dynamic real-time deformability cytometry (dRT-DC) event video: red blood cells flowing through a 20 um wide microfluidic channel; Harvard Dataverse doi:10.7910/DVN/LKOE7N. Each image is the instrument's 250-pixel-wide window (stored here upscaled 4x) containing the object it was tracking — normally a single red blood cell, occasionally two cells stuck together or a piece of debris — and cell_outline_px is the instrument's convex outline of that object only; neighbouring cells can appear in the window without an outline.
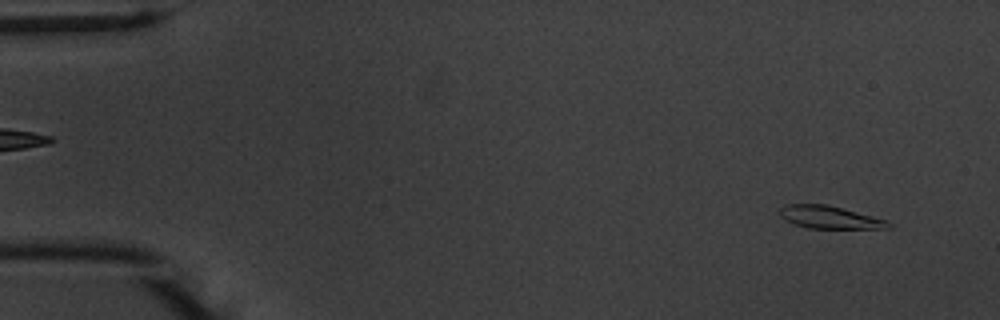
{"species": "common noctule bat (a hibernating species)", "species_latin": "Nyctalus noctula", "temperature_condition": "warm", "stored_images_in_passage": 53, "camera_frame_rate_fps": 3000, "um_per_image_px": 0.085, "animal": {"sex": "male", "body_mass_g": 20.1, "forearm_length_mm": 53.5}, "frame": {"image": 1, "passage_image": 3, "time_ms": 0.667, "image_size_px": [1000, 320], "cell_outline_px": [[892, 228], [808, 228], [784, 220], [780, 216], [780, 208], [784, 204], [828, 204], [888, 220], [892, 224]], "centroid_in_image_um": [70.53, 18.46], "position_along_channel_um": 14.5, "area_um2": 14.39}}
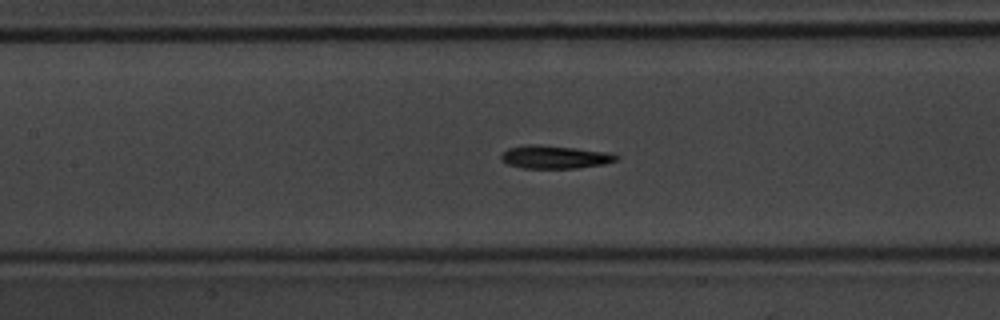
{"frame": {"image": 2, "passage_image": 24, "time_ms": 7.667, "image_size_px": [1000, 320], "cell_outline_px": [[620, 156], [616, 160], [604, 164], [576, 168], [524, 168], [508, 164], [500, 160], [500, 156], [508, 148], [528, 144], [536, 144], [608, 152]], "centroid_in_image_um": [47.13, 13.35], "position_along_channel_um": 160.3, "area_um2": 15.32}}
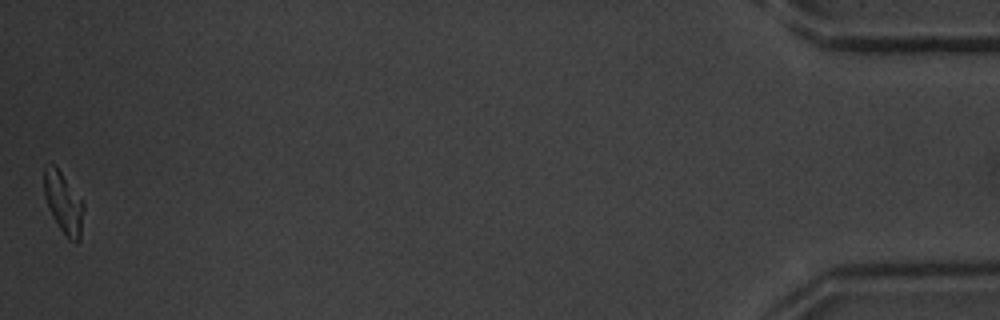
{"frame": {"image": 3, "passage_image": 53, "time_ms": 17.333, "image_size_px": [1000, 320], "cell_outline_px": [[84, 208], [80, 240], [76, 244], [68, 240], [52, 216], [48, 208], [44, 196], [44, 168], [52, 164], [60, 172], [84, 204]], "centroid_in_image_um": [5.4, 17.33], "position_along_channel_um": 429.8, "area_um2": 13.87}, "authors_computed_cell_mechanics": {"area_um2": 15.0858, "velocity_mm_per_s": 3.7446, "shape_relaxation_time_tau1_ms": 3.0111, "shape_relaxation_time_tau2_ms": 3.2642, "deformation_change_tau1": 0.159, "deformation_change_tau2": 0.0875}}